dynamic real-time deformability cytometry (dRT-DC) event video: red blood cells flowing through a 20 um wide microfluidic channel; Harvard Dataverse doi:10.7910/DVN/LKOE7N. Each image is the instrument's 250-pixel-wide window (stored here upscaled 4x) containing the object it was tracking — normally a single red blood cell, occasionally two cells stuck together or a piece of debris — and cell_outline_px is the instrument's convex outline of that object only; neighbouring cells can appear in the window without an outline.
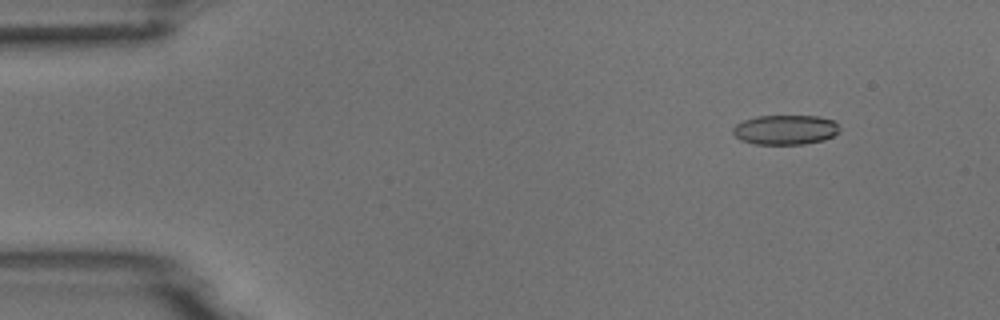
{"species": "common noctule bat (a hibernating species)", "species_latin": "Nyctalus noctula", "temperature_condition": "room temperature", "stored_images_in_passage": 4, "camera_frame_rate_fps": 3000, "um_per_image_px": 0.085, "animal": {"sex": "male", "body_mass_g": 18.8}, "frame": {"image": 1, "passage_image": 2, "time_ms": 1.0, "image_size_px": [1000, 320], "cell_outline_px": [[840, 132], [824, 140], [804, 144], [756, 144], [740, 140], [732, 132], [732, 128], [736, 124], [744, 120], [756, 116], [820, 116], [832, 120], [840, 128]], "centroid_in_image_um": [66.75, 11.03], "position_along_channel_um": 18.2, "area_um2": 18.5}}
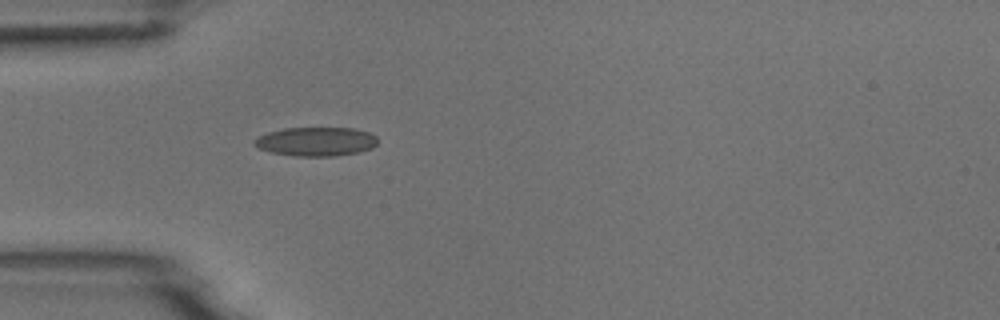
{"frame": {"image": 2, "passage_image": 4, "time_ms": 4.333, "image_size_px": [1000, 320], "cell_outline_px": [[376, 144], [372, 148], [360, 152], [332, 156], [296, 156], [272, 152], [260, 148], [252, 144], [252, 140], [268, 132], [284, 128], [352, 128], [368, 132], [376, 136]], "centroid_in_image_um": [26.86, 12.03], "position_along_channel_um": 58.1, "area_um2": 20.69}}